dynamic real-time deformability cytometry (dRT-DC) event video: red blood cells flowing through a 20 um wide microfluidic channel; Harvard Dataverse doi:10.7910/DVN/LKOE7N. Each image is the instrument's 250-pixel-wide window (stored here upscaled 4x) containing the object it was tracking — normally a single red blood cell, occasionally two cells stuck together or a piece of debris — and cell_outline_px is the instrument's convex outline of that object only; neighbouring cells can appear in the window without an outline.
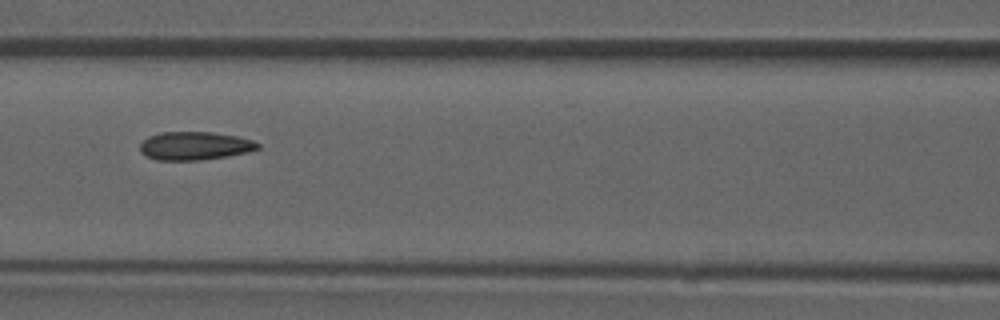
{"species": "common noctule bat (a hibernating species)", "species_latin": "Nyctalus noctula", "temperature_condition": "room temperature", "stored_images_in_passage": 53, "camera_frame_rate_fps": 3000, "um_per_image_px": 0.085, "animal": {"sex": "male", "forearm_length_mm": 52.5}, "frame": {"image": 1, "passage_image": 23, "time_ms": 7.333, "image_size_px": [1000, 320], "cell_outline_px": [[260, 148], [248, 152], [200, 160], [156, 160], [140, 152], [140, 144], [148, 136], [160, 132], [212, 132], [236, 136], [252, 140], [260, 144]], "centroid_in_image_um": [16.54, 12.39], "position_along_channel_um": 150.1, "area_um2": 19.31}}
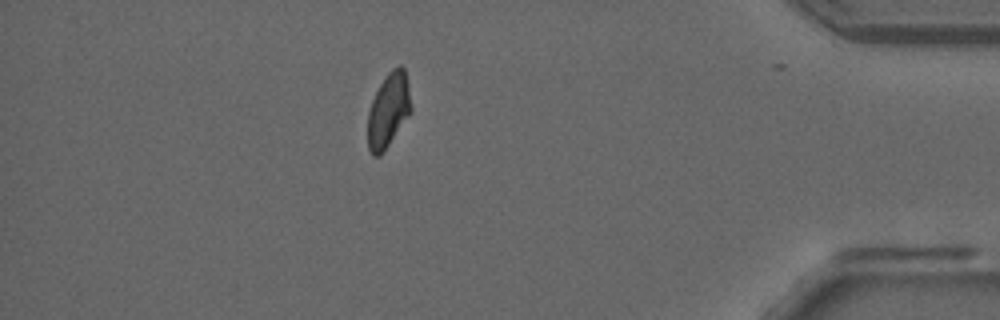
{"frame": {"image": 2, "passage_image": 46, "time_ms": 15.0, "image_size_px": [1000, 320], "cell_outline_px": [[412, 112], [380, 156], [372, 156], [368, 148], [368, 112], [372, 100], [380, 84], [388, 72], [392, 68], [400, 64], [404, 68], [408, 84], [412, 108]], "centroid_in_image_um": [33.02, 9.37], "position_along_channel_um": 402.2, "area_um2": 18.79}, "authors_computed_cell_mechanics": {"area_um2": 19.4208, "velocity_mm_per_s": 3.854, "shape_relaxation_time_tau1_ms": null, "shape_relaxation_time_tau2_ms": 2.2849, "deformation_change_tau1": null, "deformation_change_tau2": 0.0773}}